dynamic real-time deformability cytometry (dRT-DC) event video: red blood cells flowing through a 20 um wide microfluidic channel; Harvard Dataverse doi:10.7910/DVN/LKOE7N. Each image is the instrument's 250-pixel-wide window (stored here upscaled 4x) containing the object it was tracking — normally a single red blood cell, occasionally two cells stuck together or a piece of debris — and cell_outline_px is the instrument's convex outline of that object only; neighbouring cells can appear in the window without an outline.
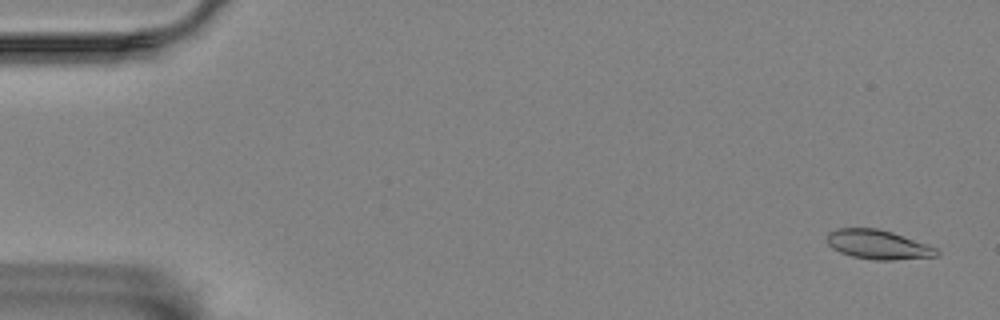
{"species": "Egyptian fruit bat (a non-hibernating species)", "species_latin": "Rousettus aegyptiacus", "temperature_condition": "room temperature", "stored_images_in_passage": 58, "camera_frame_rate_fps": 3000, "um_per_image_px": 0.085, "animal": {"sex": "female"}, "frame": {"image": 1, "passage_image": 3, "time_ms": 0.667, "image_size_px": [1000, 320], "cell_outline_px": [[940, 252], [936, 256], [892, 260], [872, 260], [852, 256], [840, 252], [832, 248], [828, 244], [828, 232], [836, 228], [876, 228], [892, 232], [936, 248]], "centroid_in_image_um": [74.6, 20.79], "position_along_channel_um": 10.4, "area_um2": 18.5}}
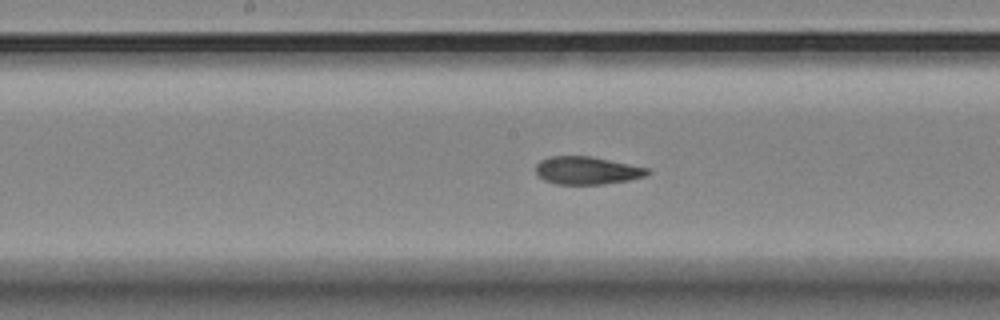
{"frame": {"image": 2, "passage_image": 30, "time_ms": 9.667, "image_size_px": [1000, 320], "cell_outline_px": [[652, 172], [644, 176], [628, 180], [604, 184], [556, 184], [544, 180], [536, 172], [536, 164], [540, 160], [548, 156], [588, 156], [652, 168]], "centroid_in_image_um": [49.91, 14.48], "position_along_channel_um": 198.3, "area_um2": 18.15}}
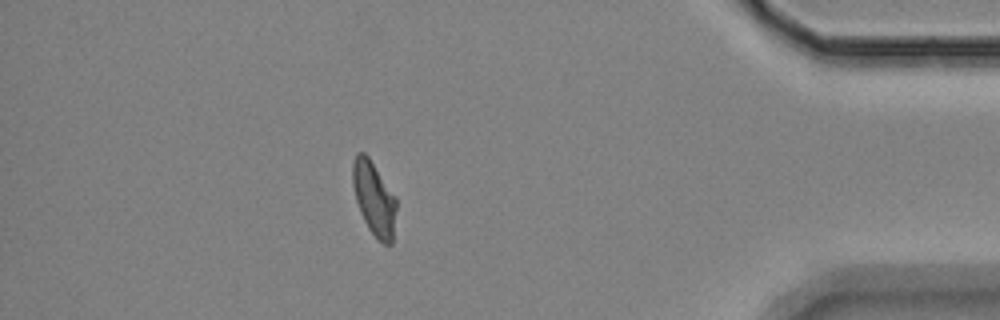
{"frame": {"image": 3, "passage_image": 51, "time_ms": 16.667, "image_size_px": [1000, 320], "cell_outline_px": [[396, 208], [392, 244], [384, 244], [368, 228], [360, 212], [356, 200], [352, 184], [352, 164], [356, 152], [364, 152], [368, 156], [396, 196]], "centroid_in_image_um": [31.78, 16.83], "position_along_channel_um": 403.4, "area_um2": 18.73}, "authors_computed_cell_mechanics": {"area_um2": 18.8139, "velocity_mm_per_s": 3.5005, "shape_relaxation_time_tau1_ms": 6.7895, "shape_relaxation_time_tau2_ms": 1.473, "deformation_change_tau1": 0.2012, "deformation_change_tau2": 0.0705}}